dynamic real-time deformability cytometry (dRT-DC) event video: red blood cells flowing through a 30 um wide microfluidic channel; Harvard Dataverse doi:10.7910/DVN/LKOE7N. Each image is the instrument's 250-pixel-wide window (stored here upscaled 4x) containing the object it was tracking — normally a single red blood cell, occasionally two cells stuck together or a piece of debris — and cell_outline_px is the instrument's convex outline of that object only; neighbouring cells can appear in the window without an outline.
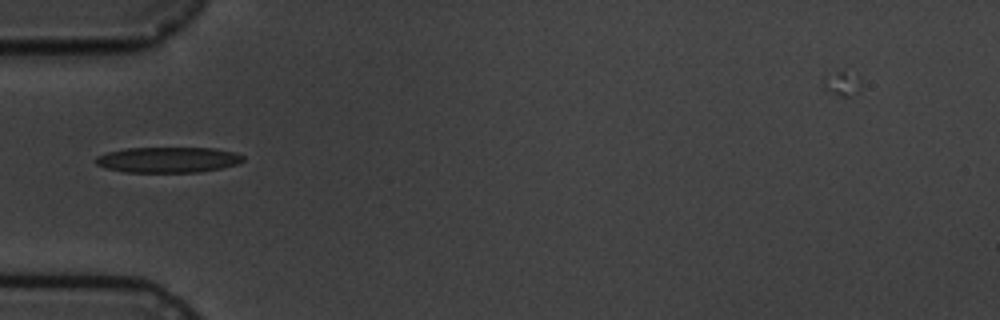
{"species": "common noctule bat (a hibernating species)", "species_latin": "Nyctalus noctula", "temperature_condition": "cold", "stored_images_in_passage": 7, "camera_frame_rate_fps": 3000, "um_per_image_px": 0.085, "animal": {"sex": "male", "body_mass_g": 19.5, "forearm_length_mm": 54.6}, "frame": {"image": 1, "passage_image": 7, "time_ms": 7.0, "image_size_px": [1000, 320], "cell_outline_px": [[244, 160], [240, 164], [200, 172], [124, 172], [104, 168], [96, 164], [96, 156], [108, 152], [124, 148], [216, 148], [232, 152], [244, 156]], "centroid_in_image_um": [14.28, 13.58], "position_along_channel_um": 70.7, "area_um2": 22.08}}